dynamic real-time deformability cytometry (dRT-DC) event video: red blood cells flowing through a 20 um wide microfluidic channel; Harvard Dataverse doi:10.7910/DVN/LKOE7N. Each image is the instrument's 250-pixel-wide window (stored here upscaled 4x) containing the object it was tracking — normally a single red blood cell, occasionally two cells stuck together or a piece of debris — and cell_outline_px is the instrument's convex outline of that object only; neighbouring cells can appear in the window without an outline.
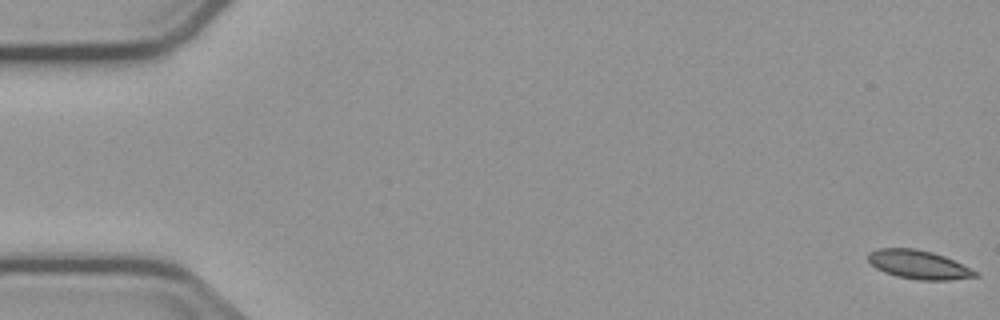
{"species": "common noctule bat (a hibernating species)", "species_latin": "Nyctalus noctula", "temperature_condition": "cold", "stored_images_in_passage": 6, "segment_of_instrument_passage": [1, 2], "camera_frame_rate_fps": 3000, "um_per_image_px": 0.085, "animal": {"sex": "male", "body_mass_g": 23.1, "forearm_length_mm": 52.7}, "frame": {"image": 1, "passage_image": 1, "time_ms": 0.0, "image_size_px": [1000, 320], "cell_outline_px": [[980, 276], [948, 280], [916, 280], [896, 276], [884, 272], [876, 268], [868, 260], [868, 252], [876, 248], [916, 248], [932, 252], [944, 256], [976, 272]], "centroid_in_image_um": [78.02, 22.49], "position_along_channel_um": 7.0, "area_um2": 17.8}}
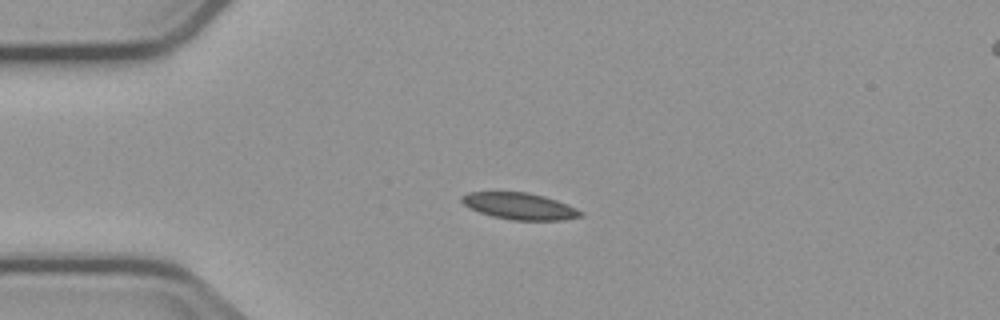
{"frame": {"image": 2, "passage_image": 4, "time_ms": 4.333, "image_size_px": [1000, 320], "cell_outline_px": [[584, 216], [564, 220], [512, 220], [492, 216], [468, 208], [460, 200], [460, 196], [468, 192], [528, 192], [544, 196], [568, 204], [584, 212]], "centroid_in_image_um": [44.18, 17.52], "position_along_channel_um": 40.8, "area_um2": 18.61}}